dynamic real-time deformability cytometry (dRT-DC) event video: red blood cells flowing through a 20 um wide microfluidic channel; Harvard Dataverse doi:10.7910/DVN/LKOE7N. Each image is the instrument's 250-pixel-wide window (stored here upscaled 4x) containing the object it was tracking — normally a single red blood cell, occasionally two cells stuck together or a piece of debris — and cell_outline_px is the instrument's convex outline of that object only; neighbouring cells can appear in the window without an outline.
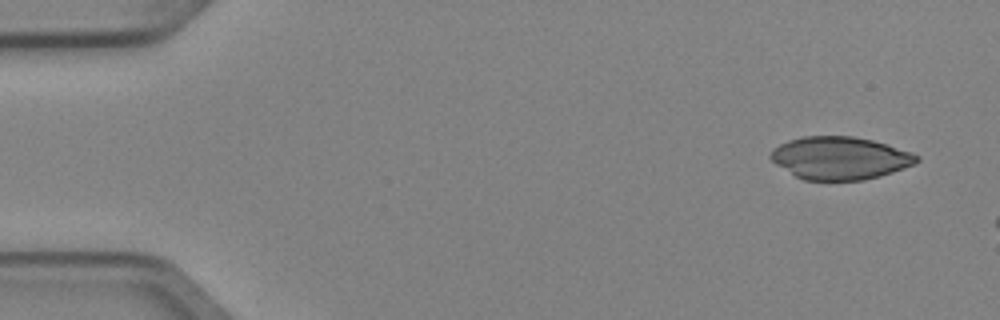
{"species": "Egyptian fruit bat (a non-hibernating species)", "species_latin": "Rousettus aegyptiacus", "temperature_condition": "cold", "stored_images_in_passage": 2, "camera_frame_rate_fps": 3000, "um_per_image_px": 0.085, "animal": {"sex": "female"}, "frame": {"image": 1, "passage_image": 1, "time_ms": 0.0, "image_size_px": [1000, 320], "cell_outline_px": [[920, 160], [916, 164], [880, 176], [864, 180], [804, 180], [796, 176], [776, 164], [768, 156], [780, 144], [788, 140], [804, 136], [852, 136], [872, 140], [888, 144], [912, 152], [920, 156]], "centroid_in_image_um": [71.44, 13.43], "position_along_channel_um": 13.6, "area_um2": 36.36}}